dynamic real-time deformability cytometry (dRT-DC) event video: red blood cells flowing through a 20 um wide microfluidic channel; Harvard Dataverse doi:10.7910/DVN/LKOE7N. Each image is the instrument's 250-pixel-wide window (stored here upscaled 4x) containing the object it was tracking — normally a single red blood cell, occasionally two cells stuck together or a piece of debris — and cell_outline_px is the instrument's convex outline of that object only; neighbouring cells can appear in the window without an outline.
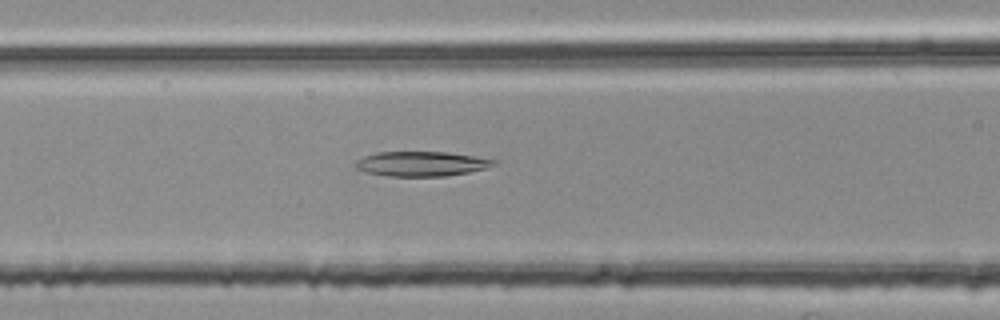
{"species": "common noctule bat (a hibernating species)", "species_latin": "Nyctalus noctula", "temperature_condition": "room temperature", "stored_images_in_passage": 44, "camera_frame_rate_fps": 3000, "um_per_image_px": 0.085, "animal": {"sex": "female", "body_mass_g": 25.1}, "frame": {"image": 1, "passage_image": 18, "time_ms": 5.667, "image_size_px": [1000, 320], "cell_outline_px": [[496, 164], [484, 168], [468, 172], [444, 176], [388, 176], [368, 172], [356, 168], [352, 164], [356, 160], [364, 156], [376, 152], [448, 152], [496, 160]], "centroid_in_image_um": [35.76, 13.92], "position_along_channel_um": 130.8, "area_um2": 19.77}}
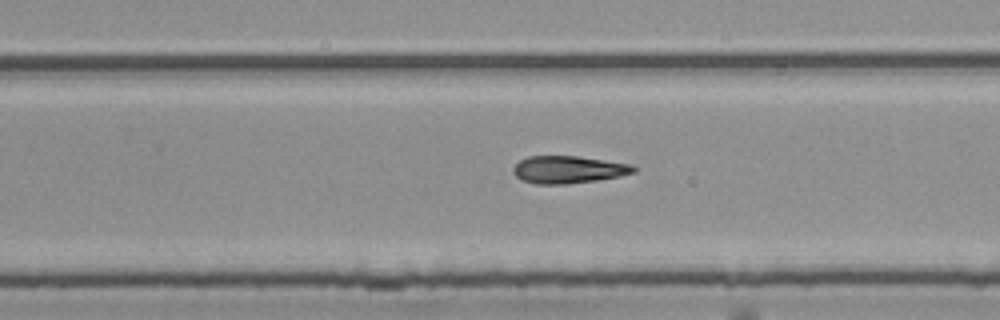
{"frame": {"image": 2, "passage_image": 30, "time_ms": 9.667, "image_size_px": [1000, 320], "cell_outline_px": [[636, 172], [596, 180], [568, 184], [536, 184], [520, 180], [512, 172], [512, 168], [520, 160], [528, 156], [576, 156], [632, 164], [636, 168]], "centroid_in_image_um": [48.26, 14.41], "position_along_channel_um": 281.5, "area_um2": 19.19}}
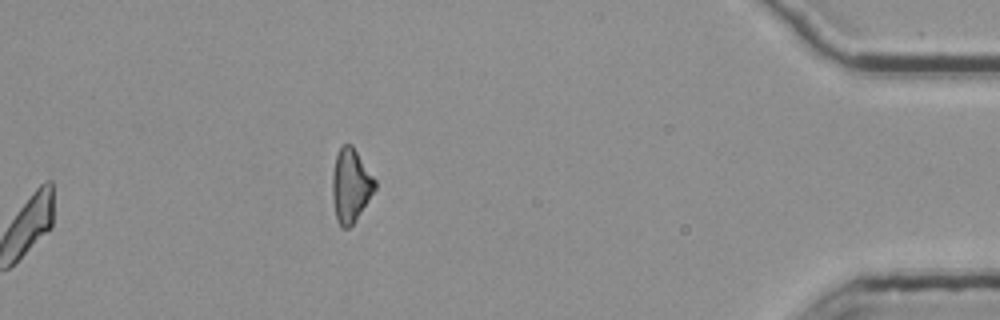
{"frame": {"image": 3, "passage_image": 44, "time_ms": 14.333, "image_size_px": [1000, 320], "cell_outline_px": [[376, 188], [356, 220], [348, 228], [340, 228], [336, 220], [332, 196], [332, 176], [336, 156], [340, 148], [344, 144], [352, 144], [376, 180]], "centroid_in_image_um": [29.8, 15.78], "position_along_channel_um": 405.4, "area_um2": 18.26}}